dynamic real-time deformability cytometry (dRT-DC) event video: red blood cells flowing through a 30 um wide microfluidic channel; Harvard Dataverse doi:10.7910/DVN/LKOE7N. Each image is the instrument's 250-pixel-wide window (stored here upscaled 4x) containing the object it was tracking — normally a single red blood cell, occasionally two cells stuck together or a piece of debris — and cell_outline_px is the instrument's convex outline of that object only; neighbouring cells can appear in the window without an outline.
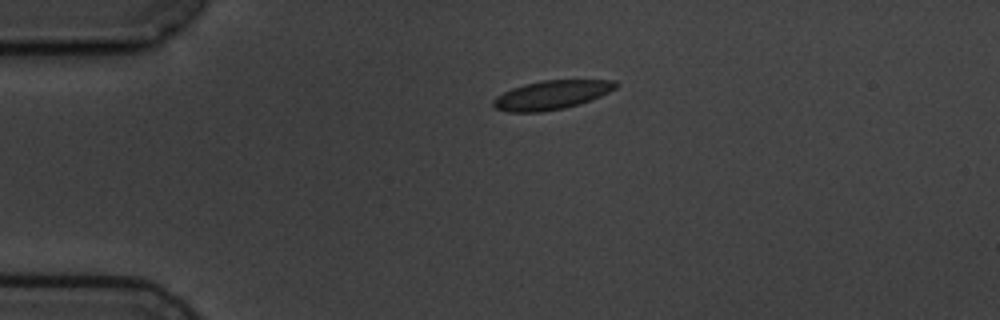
{"species": "common noctule bat (a hibernating species)", "species_latin": "Nyctalus noctula", "temperature_condition": "cold", "stored_images_in_passage": 2, "camera_frame_rate_fps": 3000, "um_per_image_px": 0.085, "animal": {"sex": "male", "body_mass_g": 19.5, "forearm_length_mm": 54.6}, "frame": {"image": 1, "passage_image": 1, "time_ms": 0.0, "image_size_px": [1000, 320], "cell_outline_px": [[620, 84], [616, 88], [592, 100], [580, 104], [564, 108], [540, 112], [508, 112], [496, 108], [492, 104], [492, 100], [496, 96], [512, 88], [524, 84], [544, 80], [616, 80]], "centroid_in_image_um": [46.9, 8.07], "position_along_channel_um": 38.1, "area_um2": 20.69}}